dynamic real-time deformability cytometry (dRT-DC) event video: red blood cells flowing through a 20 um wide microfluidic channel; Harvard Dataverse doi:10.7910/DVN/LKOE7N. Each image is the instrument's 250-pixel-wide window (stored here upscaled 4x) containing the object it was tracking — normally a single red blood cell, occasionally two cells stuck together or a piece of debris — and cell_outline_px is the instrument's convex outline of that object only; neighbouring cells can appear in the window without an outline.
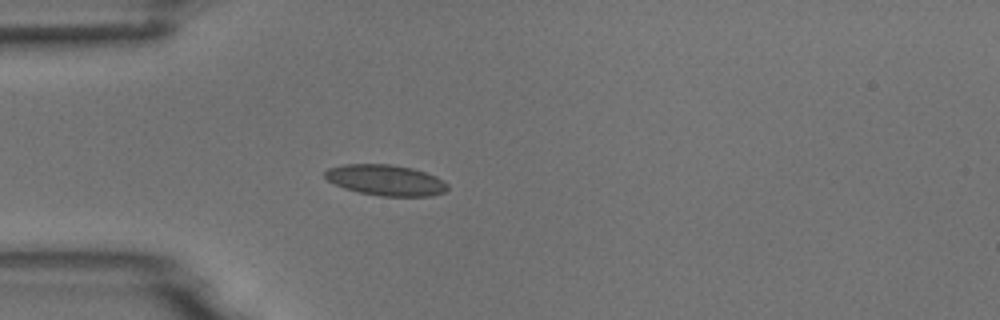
{"species": "common noctule bat (a hibernating species)", "species_latin": "Nyctalus noctula", "temperature_condition": "room temperature", "stored_images_in_passage": 3, "camera_frame_rate_fps": 3000, "um_per_image_px": 0.085, "animal": {"sex": "male", "body_mass_g": 18.8}, "frame": {"image": 1, "passage_image": 3, "time_ms": 0.667, "image_size_px": [1000, 320], "cell_outline_px": [[448, 188], [444, 192], [432, 196], [380, 196], [360, 192], [344, 188], [328, 180], [324, 176], [324, 172], [328, 168], [344, 164], [388, 164], [412, 168], [436, 176], [444, 180], [448, 184]], "centroid_in_image_um": [32.8, 15.31], "position_along_channel_um": 52.2, "area_um2": 21.96}}